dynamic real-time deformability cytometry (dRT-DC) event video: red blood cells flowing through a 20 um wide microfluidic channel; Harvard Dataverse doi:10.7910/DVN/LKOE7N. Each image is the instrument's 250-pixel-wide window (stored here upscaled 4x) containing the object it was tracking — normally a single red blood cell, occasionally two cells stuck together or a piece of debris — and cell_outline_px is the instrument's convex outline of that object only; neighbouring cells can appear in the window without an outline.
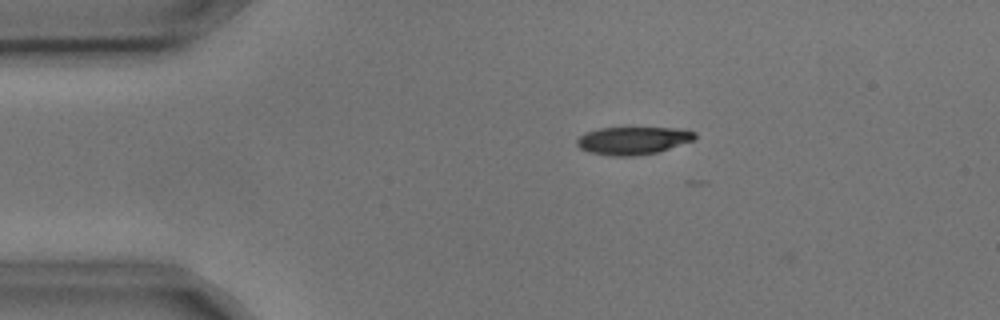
{"species": "common noctule bat (a hibernating species)", "species_latin": "Nyctalus noctula", "temperature_condition": "cold", "stored_images_in_passage": 5, "camera_frame_rate_fps": 3000, "um_per_image_px": 0.085, "animal": {"sex": "male", "body_mass_g": 17.9, "forearm_length_mm": 54.2}, "frame": {"image": 1, "passage_image": 1, "time_ms": 0.0, "image_size_px": [1000, 320], "cell_outline_px": [[696, 136], [692, 140], [656, 152], [636, 156], [612, 156], [588, 152], [580, 148], [576, 144], [576, 140], [584, 132], [600, 128], [680, 128], [696, 132]], "centroid_in_image_um": [53.75, 11.94], "position_along_channel_um": 31.2, "area_um2": 18.96}}
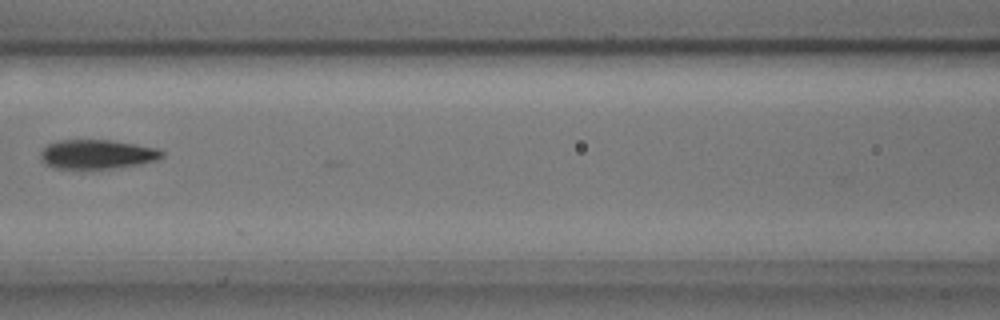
{"frame": {"image": 2, "passage_image": 5, "time_ms": 1.333, "image_size_px": [1000, 320], "cell_outline_px": [[164, 156], [156, 160], [140, 164], [108, 168], [52, 168], [44, 164], [40, 160], [40, 152], [48, 144], [56, 140], [112, 140], [136, 144], [156, 148], [164, 152]], "centroid_in_image_um": [8.22, 13.1], "position_along_channel_um": 158.4, "area_um2": 20.69}}